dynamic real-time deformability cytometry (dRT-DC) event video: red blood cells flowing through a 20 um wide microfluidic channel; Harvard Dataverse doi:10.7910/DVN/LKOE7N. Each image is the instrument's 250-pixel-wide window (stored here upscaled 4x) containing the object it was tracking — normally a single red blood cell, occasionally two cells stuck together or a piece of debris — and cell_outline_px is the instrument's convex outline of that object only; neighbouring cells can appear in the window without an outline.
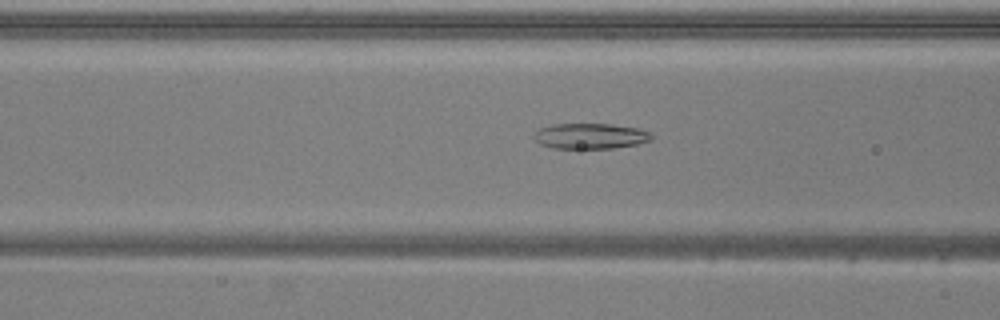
{"species": "common noctule bat (a hibernating species)", "species_latin": "Nyctalus noctula", "temperature_condition": "warm", "stored_images_in_passage": 31, "camera_frame_rate_fps": 3000, "um_per_image_px": 0.085, "animal": {"sex": "male", "body_mass_g": 20.5, "forearm_length_mm": 52.5}, "frame": {"image": 1, "passage_image": 9, "time_ms": 2.667, "image_size_px": [1000, 320], "cell_outline_px": [[652, 140], [636, 144], [616, 148], [552, 148], [540, 144], [532, 136], [540, 128], [552, 124], [612, 124], [640, 128], [648, 132], [652, 136]], "centroid_in_image_um": [50.18, 11.56], "position_along_channel_um": 116.4, "area_um2": 17.51}}
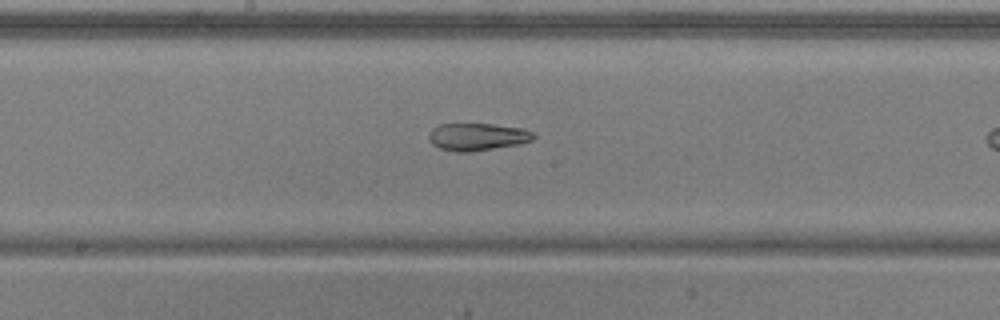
{"frame": {"image": 2, "passage_image": 16, "time_ms": 5.0, "image_size_px": [1000, 320], "cell_outline_px": [[536, 136], [532, 140], [520, 144], [468, 152], [456, 152], [440, 148], [432, 144], [428, 140], [428, 132], [432, 128], [440, 124], [492, 124], [524, 128], [532, 132]], "centroid_in_image_um": [40.56, 11.62], "position_along_channel_um": 207.6, "area_um2": 16.82}}
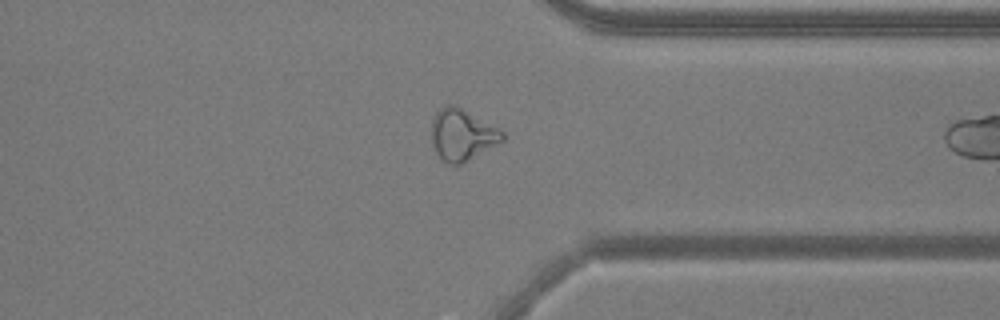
{"frame": {"image": 3, "passage_image": 29, "time_ms": 9.333, "image_size_px": [1000, 320], "cell_outline_px": [[504, 140], [460, 164], [448, 164], [436, 152], [432, 144], [432, 116], [444, 104], [456, 104], [500, 128], [504, 132]], "centroid_in_image_um": [39.28, 11.4], "position_along_channel_um": 372.1, "area_um2": 21.33}}